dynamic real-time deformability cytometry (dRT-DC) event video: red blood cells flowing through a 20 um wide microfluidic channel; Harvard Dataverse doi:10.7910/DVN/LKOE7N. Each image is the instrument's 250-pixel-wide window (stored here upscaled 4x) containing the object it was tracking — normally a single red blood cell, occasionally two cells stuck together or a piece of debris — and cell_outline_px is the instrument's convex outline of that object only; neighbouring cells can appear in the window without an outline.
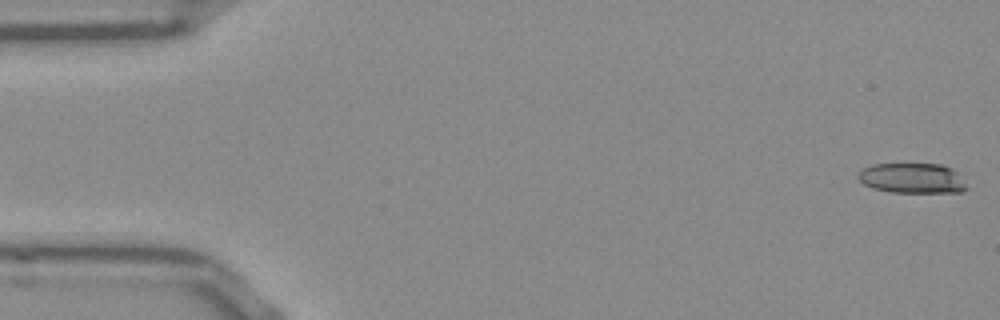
{"species": "Egyptian fruit bat (a non-hibernating species)", "species_latin": "Rousettus aegyptiacus", "temperature_condition": "room temperature", "stored_images_in_passage": 12, "camera_frame_rate_fps": 3000, "um_per_image_px": 0.085, "frame": {"image": 1, "passage_image": 1, "time_ms": 0.0, "image_size_px": [1000, 320], "cell_outline_px": [[968, 188], [960, 192], [892, 192], [872, 188], [864, 184], [856, 176], [856, 172], [872, 164], [940, 164], [952, 168], [956, 172]], "centroid_in_image_um": [77.49, 15.14], "position_along_channel_um": 7.5, "area_um2": 19.02}}